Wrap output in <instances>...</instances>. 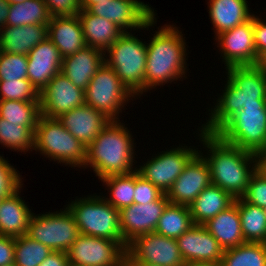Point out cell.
I'll return each instance as SVG.
<instances>
[{
  "label": "cell",
  "instance_id": "7c38bea8",
  "mask_svg": "<svg viewBox=\"0 0 266 266\" xmlns=\"http://www.w3.org/2000/svg\"><path fill=\"white\" fill-rule=\"evenodd\" d=\"M126 250L125 260H137L158 266H187L177 240L155 232L136 237Z\"/></svg>",
  "mask_w": 266,
  "mask_h": 266
},
{
  "label": "cell",
  "instance_id": "4dcf8cb0",
  "mask_svg": "<svg viewBox=\"0 0 266 266\" xmlns=\"http://www.w3.org/2000/svg\"><path fill=\"white\" fill-rule=\"evenodd\" d=\"M50 20L51 15L44 0H26L10 5L6 26L48 25Z\"/></svg>",
  "mask_w": 266,
  "mask_h": 266
},
{
  "label": "cell",
  "instance_id": "c3c4849f",
  "mask_svg": "<svg viewBox=\"0 0 266 266\" xmlns=\"http://www.w3.org/2000/svg\"><path fill=\"white\" fill-rule=\"evenodd\" d=\"M10 5L9 0H0V29L6 26Z\"/></svg>",
  "mask_w": 266,
  "mask_h": 266
},
{
  "label": "cell",
  "instance_id": "5b68a950",
  "mask_svg": "<svg viewBox=\"0 0 266 266\" xmlns=\"http://www.w3.org/2000/svg\"><path fill=\"white\" fill-rule=\"evenodd\" d=\"M104 198V199H103ZM88 196L74 200L68 209L74 217L79 233L86 236L119 241L126 249L120 231L119 210L105 200V197Z\"/></svg>",
  "mask_w": 266,
  "mask_h": 266
},
{
  "label": "cell",
  "instance_id": "5bb4252c",
  "mask_svg": "<svg viewBox=\"0 0 266 266\" xmlns=\"http://www.w3.org/2000/svg\"><path fill=\"white\" fill-rule=\"evenodd\" d=\"M87 10L115 23L124 32L128 28L131 31L148 28L156 20L154 10L137 0H106L91 5Z\"/></svg>",
  "mask_w": 266,
  "mask_h": 266
},
{
  "label": "cell",
  "instance_id": "9c48e42d",
  "mask_svg": "<svg viewBox=\"0 0 266 266\" xmlns=\"http://www.w3.org/2000/svg\"><path fill=\"white\" fill-rule=\"evenodd\" d=\"M135 97L115 71L105 63L97 70L85 89V103L102 112L110 120H118L124 103Z\"/></svg>",
  "mask_w": 266,
  "mask_h": 266
},
{
  "label": "cell",
  "instance_id": "11a10c76",
  "mask_svg": "<svg viewBox=\"0 0 266 266\" xmlns=\"http://www.w3.org/2000/svg\"><path fill=\"white\" fill-rule=\"evenodd\" d=\"M4 197H7V196H0V204Z\"/></svg>",
  "mask_w": 266,
  "mask_h": 266
},
{
  "label": "cell",
  "instance_id": "ffe728a7",
  "mask_svg": "<svg viewBox=\"0 0 266 266\" xmlns=\"http://www.w3.org/2000/svg\"><path fill=\"white\" fill-rule=\"evenodd\" d=\"M27 58V79L40 93L49 81L61 72L62 57L47 37L28 53Z\"/></svg>",
  "mask_w": 266,
  "mask_h": 266
},
{
  "label": "cell",
  "instance_id": "4316f807",
  "mask_svg": "<svg viewBox=\"0 0 266 266\" xmlns=\"http://www.w3.org/2000/svg\"><path fill=\"white\" fill-rule=\"evenodd\" d=\"M78 17L82 25L86 46L99 49L104 54L124 33L115 23L92 14L88 10H80Z\"/></svg>",
  "mask_w": 266,
  "mask_h": 266
},
{
  "label": "cell",
  "instance_id": "f907efd6",
  "mask_svg": "<svg viewBox=\"0 0 266 266\" xmlns=\"http://www.w3.org/2000/svg\"><path fill=\"white\" fill-rule=\"evenodd\" d=\"M264 73H266V51L263 52L258 59L256 64Z\"/></svg>",
  "mask_w": 266,
  "mask_h": 266
},
{
  "label": "cell",
  "instance_id": "30bf717a",
  "mask_svg": "<svg viewBox=\"0 0 266 266\" xmlns=\"http://www.w3.org/2000/svg\"><path fill=\"white\" fill-rule=\"evenodd\" d=\"M80 235L74 217L66 207L61 212L32 215L27 236L53 251L67 252Z\"/></svg>",
  "mask_w": 266,
  "mask_h": 266
},
{
  "label": "cell",
  "instance_id": "b9f144b4",
  "mask_svg": "<svg viewBox=\"0 0 266 266\" xmlns=\"http://www.w3.org/2000/svg\"><path fill=\"white\" fill-rule=\"evenodd\" d=\"M163 193L150 181L144 179L135 170L134 204H146L156 201Z\"/></svg>",
  "mask_w": 266,
  "mask_h": 266
},
{
  "label": "cell",
  "instance_id": "d6986e66",
  "mask_svg": "<svg viewBox=\"0 0 266 266\" xmlns=\"http://www.w3.org/2000/svg\"><path fill=\"white\" fill-rule=\"evenodd\" d=\"M176 240L187 266L222 261L224 248L203 225L194 224Z\"/></svg>",
  "mask_w": 266,
  "mask_h": 266
},
{
  "label": "cell",
  "instance_id": "f1b7e54d",
  "mask_svg": "<svg viewBox=\"0 0 266 266\" xmlns=\"http://www.w3.org/2000/svg\"><path fill=\"white\" fill-rule=\"evenodd\" d=\"M235 199L219 186L210 184L189 206L194 224L203 225L219 212L226 210Z\"/></svg>",
  "mask_w": 266,
  "mask_h": 266
},
{
  "label": "cell",
  "instance_id": "ee69618b",
  "mask_svg": "<svg viewBox=\"0 0 266 266\" xmlns=\"http://www.w3.org/2000/svg\"><path fill=\"white\" fill-rule=\"evenodd\" d=\"M14 264V237L0 235V266Z\"/></svg>",
  "mask_w": 266,
  "mask_h": 266
},
{
  "label": "cell",
  "instance_id": "44dd1931",
  "mask_svg": "<svg viewBox=\"0 0 266 266\" xmlns=\"http://www.w3.org/2000/svg\"><path fill=\"white\" fill-rule=\"evenodd\" d=\"M70 134L78 139L86 148L110 122L102 112L84 103L57 117Z\"/></svg>",
  "mask_w": 266,
  "mask_h": 266
},
{
  "label": "cell",
  "instance_id": "f35d334b",
  "mask_svg": "<svg viewBox=\"0 0 266 266\" xmlns=\"http://www.w3.org/2000/svg\"><path fill=\"white\" fill-rule=\"evenodd\" d=\"M27 55L0 51V81L27 79Z\"/></svg>",
  "mask_w": 266,
  "mask_h": 266
},
{
  "label": "cell",
  "instance_id": "8d00e7d4",
  "mask_svg": "<svg viewBox=\"0 0 266 266\" xmlns=\"http://www.w3.org/2000/svg\"><path fill=\"white\" fill-rule=\"evenodd\" d=\"M53 250L27 235L14 238V266H39Z\"/></svg>",
  "mask_w": 266,
  "mask_h": 266
},
{
  "label": "cell",
  "instance_id": "681fc988",
  "mask_svg": "<svg viewBox=\"0 0 266 266\" xmlns=\"http://www.w3.org/2000/svg\"><path fill=\"white\" fill-rule=\"evenodd\" d=\"M106 0H79L81 10H87L91 5L103 2Z\"/></svg>",
  "mask_w": 266,
  "mask_h": 266
},
{
  "label": "cell",
  "instance_id": "d6a6232c",
  "mask_svg": "<svg viewBox=\"0 0 266 266\" xmlns=\"http://www.w3.org/2000/svg\"><path fill=\"white\" fill-rule=\"evenodd\" d=\"M222 262L225 266H266L265 243L245 242L224 251Z\"/></svg>",
  "mask_w": 266,
  "mask_h": 266
},
{
  "label": "cell",
  "instance_id": "7dc6e473",
  "mask_svg": "<svg viewBox=\"0 0 266 266\" xmlns=\"http://www.w3.org/2000/svg\"><path fill=\"white\" fill-rule=\"evenodd\" d=\"M256 159V172L266 179V148L254 153Z\"/></svg>",
  "mask_w": 266,
  "mask_h": 266
},
{
  "label": "cell",
  "instance_id": "9a60e30c",
  "mask_svg": "<svg viewBox=\"0 0 266 266\" xmlns=\"http://www.w3.org/2000/svg\"><path fill=\"white\" fill-rule=\"evenodd\" d=\"M220 42V51L226 68L232 66H251L256 65L259 57L257 56L254 42V14L250 20L234 27L231 30L215 36Z\"/></svg>",
  "mask_w": 266,
  "mask_h": 266
},
{
  "label": "cell",
  "instance_id": "7a4b0ae2",
  "mask_svg": "<svg viewBox=\"0 0 266 266\" xmlns=\"http://www.w3.org/2000/svg\"><path fill=\"white\" fill-rule=\"evenodd\" d=\"M227 84L219 97L209 121L201 128L206 133H216L245 105H266V76L257 66H232L226 68Z\"/></svg>",
  "mask_w": 266,
  "mask_h": 266
},
{
  "label": "cell",
  "instance_id": "d4e9b609",
  "mask_svg": "<svg viewBox=\"0 0 266 266\" xmlns=\"http://www.w3.org/2000/svg\"><path fill=\"white\" fill-rule=\"evenodd\" d=\"M203 226L218 241L224 250L245 243L241 230L238 198L226 210L219 212Z\"/></svg>",
  "mask_w": 266,
  "mask_h": 266
},
{
  "label": "cell",
  "instance_id": "3957f363",
  "mask_svg": "<svg viewBox=\"0 0 266 266\" xmlns=\"http://www.w3.org/2000/svg\"><path fill=\"white\" fill-rule=\"evenodd\" d=\"M118 121L120 120H110L87 147L85 168L90 165L100 180L133 172L132 135L128 128Z\"/></svg>",
  "mask_w": 266,
  "mask_h": 266
},
{
  "label": "cell",
  "instance_id": "f6af8a7d",
  "mask_svg": "<svg viewBox=\"0 0 266 266\" xmlns=\"http://www.w3.org/2000/svg\"><path fill=\"white\" fill-rule=\"evenodd\" d=\"M254 42L257 56L266 51V23L254 15Z\"/></svg>",
  "mask_w": 266,
  "mask_h": 266
},
{
  "label": "cell",
  "instance_id": "f5cc1de1",
  "mask_svg": "<svg viewBox=\"0 0 266 266\" xmlns=\"http://www.w3.org/2000/svg\"><path fill=\"white\" fill-rule=\"evenodd\" d=\"M191 266H225V265L222 261H219V262L197 263Z\"/></svg>",
  "mask_w": 266,
  "mask_h": 266
},
{
  "label": "cell",
  "instance_id": "7bdbcfd3",
  "mask_svg": "<svg viewBox=\"0 0 266 266\" xmlns=\"http://www.w3.org/2000/svg\"><path fill=\"white\" fill-rule=\"evenodd\" d=\"M51 17L73 16L80 13L79 0H44Z\"/></svg>",
  "mask_w": 266,
  "mask_h": 266
},
{
  "label": "cell",
  "instance_id": "603a6c76",
  "mask_svg": "<svg viewBox=\"0 0 266 266\" xmlns=\"http://www.w3.org/2000/svg\"><path fill=\"white\" fill-rule=\"evenodd\" d=\"M47 37L59 50L62 58L75 54L86 46L78 15L51 17Z\"/></svg>",
  "mask_w": 266,
  "mask_h": 266
},
{
  "label": "cell",
  "instance_id": "ac0fdd59",
  "mask_svg": "<svg viewBox=\"0 0 266 266\" xmlns=\"http://www.w3.org/2000/svg\"><path fill=\"white\" fill-rule=\"evenodd\" d=\"M211 184L208 163L197 152L186 164L181 175L167 192L170 203L190 206L196 197Z\"/></svg>",
  "mask_w": 266,
  "mask_h": 266
},
{
  "label": "cell",
  "instance_id": "83f0119b",
  "mask_svg": "<svg viewBox=\"0 0 266 266\" xmlns=\"http://www.w3.org/2000/svg\"><path fill=\"white\" fill-rule=\"evenodd\" d=\"M208 5L216 36L244 24L253 16L246 0H209Z\"/></svg>",
  "mask_w": 266,
  "mask_h": 266
},
{
  "label": "cell",
  "instance_id": "7402d4cb",
  "mask_svg": "<svg viewBox=\"0 0 266 266\" xmlns=\"http://www.w3.org/2000/svg\"><path fill=\"white\" fill-rule=\"evenodd\" d=\"M104 56L103 51L85 46L75 54L62 58L61 73L76 87L85 90L97 70L104 64Z\"/></svg>",
  "mask_w": 266,
  "mask_h": 266
},
{
  "label": "cell",
  "instance_id": "cb8c5ba5",
  "mask_svg": "<svg viewBox=\"0 0 266 266\" xmlns=\"http://www.w3.org/2000/svg\"><path fill=\"white\" fill-rule=\"evenodd\" d=\"M47 35L48 25L5 26L0 29V51L28 55Z\"/></svg>",
  "mask_w": 266,
  "mask_h": 266
},
{
  "label": "cell",
  "instance_id": "836d02e7",
  "mask_svg": "<svg viewBox=\"0 0 266 266\" xmlns=\"http://www.w3.org/2000/svg\"><path fill=\"white\" fill-rule=\"evenodd\" d=\"M41 116L40 102L0 100V117L21 126H37Z\"/></svg>",
  "mask_w": 266,
  "mask_h": 266
},
{
  "label": "cell",
  "instance_id": "74e56055",
  "mask_svg": "<svg viewBox=\"0 0 266 266\" xmlns=\"http://www.w3.org/2000/svg\"><path fill=\"white\" fill-rule=\"evenodd\" d=\"M0 100L40 102V93L28 79L0 81Z\"/></svg>",
  "mask_w": 266,
  "mask_h": 266
},
{
  "label": "cell",
  "instance_id": "2e32d148",
  "mask_svg": "<svg viewBox=\"0 0 266 266\" xmlns=\"http://www.w3.org/2000/svg\"><path fill=\"white\" fill-rule=\"evenodd\" d=\"M168 203V197L163 193L151 203H133L119 210L120 231L125 243L128 245L140 235L155 232L158 220Z\"/></svg>",
  "mask_w": 266,
  "mask_h": 266
},
{
  "label": "cell",
  "instance_id": "f546056e",
  "mask_svg": "<svg viewBox=\"0 0 266 266\" xmlns=\"http://www.w3.org/2000/svg\"><path fill=\"white\" fill-rule=\"evenodd\" d=\"M241 230L245 242H266V210L238 198Z\"/></svg>",
  "mask_w": 266,
  "mask_h": 266
},
{
  "label": "cell",
  "instance_id": "d590c367",
  "mask_svg": "<svg viewBox=\"0 0 266 266\" xmlns=\"http://www.w3.org/2000/svg\"><path fill=\"white\" fill-rule=\"evenodd\" d=\"M36 126H21L7 122L0 117V143L15 151H28L34 148Z\"/></svg>",
  "mask_w": 266,
  "mask_h": 266
},
{
  "label": "cell",
  "instance_id": "8992f818",
  "mask_svg": "<svg viewBox=\"0 0 266 266\" xmlns=\"http://www.w3.org/2000/svg\"><path fill=\"white\" fill-rule=\"evenodd\" d=\"M109 59L104 63L111 67L122 83L133 95L144 91L147 45L136 36L125 31L114 44L106 50Z\"/></svg>",
  "mask_w": 266,
  "mask_h": 266
},
{
  "label": "cell",
  "instance_id": "816d5d0a",
  "mask_svg": "<svg viewBox=\"0 0 266 266\" xmlns=\"http://www.w3.org/2000/svg\"><path fill=\"white\" fill-rule=\"evenodd\" d=\"M125 266H158V265L147 264L137 260H125Z\"/></svg>",
  "mask_w": 266,
  "mask_h": 266
},
{
  "label": "cell",
  "instance_id": "e0dca14e",
  "mask_svg": "<svg viewBox=\"0 0 266 266\" xmlns=\"http://www.w3.org/2000/svg\"><path fill=\"white\" fill-rule=\"evenodd\" d=\"M85 103V90L76 87L63 73L55 75L40 92L41 115L57 118Z\"/></svg>",
  "mask_w": 266,
  "mask_h": 266
},
{
  "label": "cell",
  "instance_id": "4fadbf2b",
  "mask_svg": "<svg viewBox=\"0 0 266 266\" xmlns=\"http://www.w3.org/2000/svg\"><path fill=\"white\" fill-rule=\"evenodd\" d=\"M196 149L172 148L152 158L136 171L144 179L150 181L162 193L167 194L175 180L181 175L186 164L197 153Z\"/></svg>",
  "mask_w": 266,
  "mask_h": 266
},
{
  "label": "cell",
  "instance_id": "6da1fadb",
  "mask_svg": "<svg viewBox=\"0 0 266 266\" xmlns=\"http://www.w3.org/2000/svg\"><path fill=\"white\" fill-rule=\"evenodd\" d=\"M199 135L210 151L204 159L210 169L211 184L219 186L234 199L241 198L251 176L256 172L254 153L226 143L216 133L201 130Z\"/></svg>",
  "mask_w": 266,
  "mask_h": 266
},
{
  "label": "cell",
  "instance_id": "e575fe53",
  "mask_svg": "<svg viewBox=\"0 0 266 266\" xmlns=\"http://www.w3.org/2000/svg\"><path fill=\"white\" fill-rule=\"evenodd\" d=\"M108 189H110V198L105 200L114 208L121 210L134 203L135 191V170L132 173L124 175H113L101 179Z\"/></svg>",
  "mask_w": 266,
  "mask_h": 266
},
{
  "label": "cell",
  "instance_id": "277c9868",
  "mask_svg": "<svg viewBox=\"0 0 266 266\" xmlns=\"http://www.w3.org/2000/svg\"><path fill=\"white\" fill-rule=\"evenodd\" d=\"M181 34L177 27L165 25L147 44L144 92L186 74V43Z\"/></svg>",
  "mask_w": 266,
  "mask_h": 266
},
{
  "label": "cell",
  "instance_id": "ba28073f",
  "mask_svg": "<svg viewBox=\"0 0 266 266\" xmlns=\"http://www.w3.org/2000/svg\"><path fill=\"white\" fill-rule=\"evenodd\" d=\"M216 134L226 143L253 153L266 148V105H245Z\"/></svg>",
  "mask_w": 266,
  "mask_h": 266
},
{
  "label": "cell",
  "instance_id": "52a82bcc",
  "mask_svg": "<svg viewBox=\"0 0 266 266\" xmlns=\"http://www.w3.org/2000/svg\"><path fill=\"white\" fill-rule=\"evenodd\" d=\"M34 137V149L43 155L69 166H85L87 148L70 134L58 118L41 115Z\"/></svg>",
  "mask_w": 266,
  "mask_h": 266
},
{
  "label": "cell",
  "instance_id": "484cf974",
  "mask_svg": "<svg viewBox=\"0 0 266 266\" xmlns=\"http://www.w3.org/2000/svg\"><path fill=\"white\" fill-rule=\"evenodd\" d=\"M19 189L4 197L0 204V235L19 237L27 235L33 213L19 196Z\"/></svg>",
  "mask_w": 266,
  "mask_h": 266
},
{
  "label": "cell",
  "instance_id": "db71d44e",
  "mask_svg": "<svg viewBox=\"0 0 266 266\" xmlns=\"http://www.w3.org/2000/svg\"><path fill=\"white\" fill-rule=\"evenodd\" d=\"M24 1H26V0H9V2L11 4L21 3V2H24Z\"/></svg>",
  "mask_w": 266,
  "mask_h": 266
},
{
  "label": "cell",
  "instance_id": "8fae6325",
  "mask_svg": "<svg viewBox=\"0 0 266 266\" xmlns=\"http://www.w3.org/2000/svg\"><path fill=\"white\" fill-rule=\"evenodd\" d=\"M126 252L119 241L80 234L67 256L70 266H125Z\"/></svg>",
  "mask_w": 266,
  "mask_h": 266
},
{
  "label": "cell",
  "instance_id": "ab89813d",
  "mask_svg": "<svg viewBox=\"0 0 266 266\" xmlns=\"http://www.w3.org/2000/svg\"><path fill=\"white\" fill-rule=\"evenodd\" d=\"M20 177L16 169L0 156V196H9L21 188Z\"/></svg>",
  "mask_w": 266,
  "mask_h": 266
},
{
  "label": "cell",
  "instance_id": "1f68e13d",
  "mask_svg": "<svg viewBox=\"0 0 266 266\" xmlns=\"http://www.w3.org/2000/svg\"><path fill=\"white\" fill-rule=\"evenodd\" d=\"M193 225L189 206L169 202L158 220L155 233L177 239Z\"/></svg>",
  "mask_w": 266,
  "mask_h": 266
},
{
  "label": "cell",
  "instance_id": "bcb514c9",
  "mask_svg": "<svg viewBox=\"0 0 266 266\" xmlns=\"http://www.w3.org/2000/svg\"><path fill=\"white\" fill-rule=\"evenodd\" d=\"M39 266H70L67 252L52 251Z\"/></svg>",
  "mask_w": 266,
  "mask_h": 266
},
{
  "label": "cell",
  "instance_id": "60d3db41",
  "mask_svg": "<svg viewBox=\"0 0 266 266\" xmlns=\"http://www.w3.org/2000/svg\"><path fill=\"white\" fill-rule=\"evenodd\" d=\"M241 198L245 202L266 210V179L255 172L251 176L247 185V190Z\"/></svg>",
  "mask_w": 266,
  "mask_h": 266
}]
</instances>
